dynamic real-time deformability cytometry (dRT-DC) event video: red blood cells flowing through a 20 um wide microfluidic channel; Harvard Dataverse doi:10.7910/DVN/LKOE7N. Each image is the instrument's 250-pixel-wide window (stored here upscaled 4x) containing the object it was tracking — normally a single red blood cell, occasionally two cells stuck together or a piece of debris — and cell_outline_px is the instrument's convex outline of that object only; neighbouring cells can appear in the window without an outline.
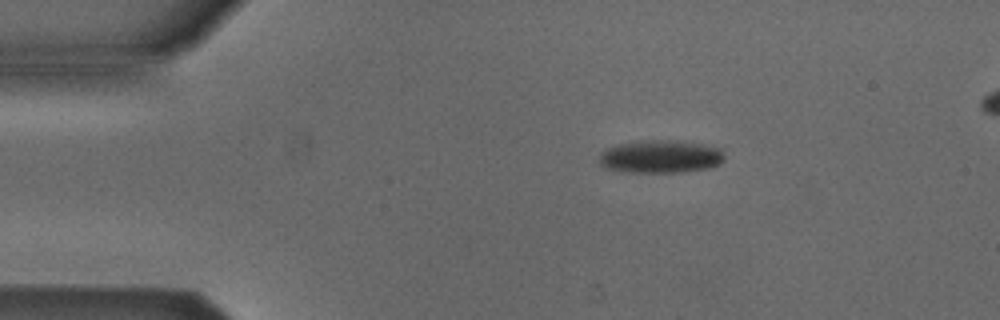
{"species": "Egyptian fruit bat (a non-hibernating species)", "species_latin": "Rousettus aegyptiacus", "temperature_condition": "cold", "stored_images_in_passage": 3, "camera_frame_rate_fps": 3000, "um_per_image_px": 0.085, "animal": {"sex": "male"}, "frame": {"image": 1, "passage_image": 1, "time_ms": 0.0, "image_size_px": [1000, 320], "cell_outline_px": [[724, 160], [720, 164], [712, 168], [684, 172], [620, 172], [604, 168], [600, 164], [600, 152], [604, 148], [620, 144], [652, 140], [656, 140], [704, 144], [724, 148]], "centroid_in_image_um": [56.18, 13.33], "position_along_channel_um": 28.8, "area_um2": 24.22}}